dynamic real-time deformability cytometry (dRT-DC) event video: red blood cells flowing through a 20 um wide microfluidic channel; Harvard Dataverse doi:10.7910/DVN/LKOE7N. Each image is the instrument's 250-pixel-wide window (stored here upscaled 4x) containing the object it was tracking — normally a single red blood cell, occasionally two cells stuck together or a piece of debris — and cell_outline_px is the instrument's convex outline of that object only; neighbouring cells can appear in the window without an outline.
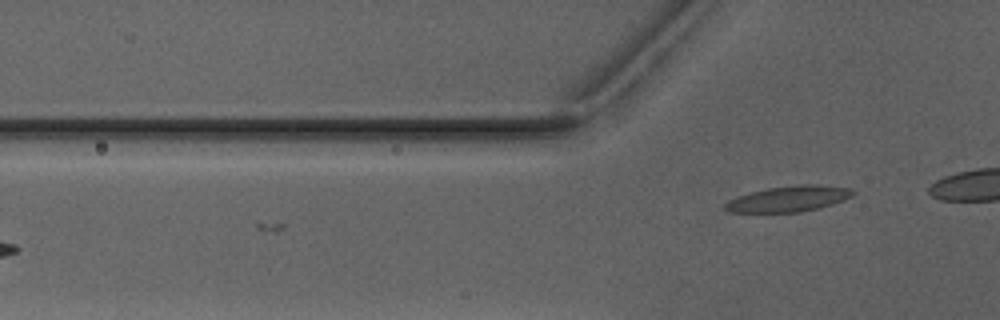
{"species": "Egyptian fruit bat (a non-hibernating species)", "species_latin": "Rousettus aegyptiacus", "temperature_condition": "warm", "stored_images_in_passage": 4, "camera_frame_rate_fps": 3000, "um_per_image_px": 0.085, "animal": {"sex": "male"}, "frame": {"image": 1, "passage_image": 4, "time_ms": 3.333, "image_size_px": [1000, 320], "cell_outline_px": [[856, 192], [852, 196], [844, 200], [820, 208], [800, 212], [728, 212], [724, 208], [724, 204], [728, 200], [736, 196], [748, 192], [768, 188], [800, 184], [816, 184], [848, 188]], "centroid_in_image_um": [67.01, 16.9], "position_along_channel_um": 58.8, "area_um2": 19.31}}